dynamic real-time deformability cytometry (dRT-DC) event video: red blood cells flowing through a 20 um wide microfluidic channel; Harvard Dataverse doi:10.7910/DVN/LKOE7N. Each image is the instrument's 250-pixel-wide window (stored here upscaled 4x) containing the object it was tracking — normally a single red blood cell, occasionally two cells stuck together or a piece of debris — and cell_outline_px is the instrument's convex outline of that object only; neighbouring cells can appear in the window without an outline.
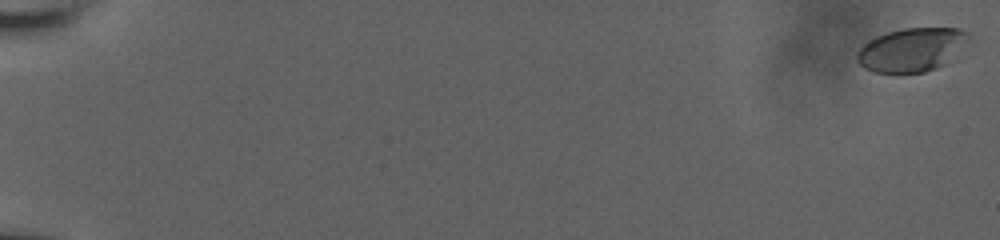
{"species": "human", "species_latin": "Homo sapiens", "temperature_condition": "room temperature", "stored_images_in_passage": 57, "camera_frame_rate_fps": 3000, "um_per_image_px": 0.085, "donor": {"sex": "male"}, "frame": {"image": 1, "passage_image": 1, "time_ms": 0.0, "image_size_px": [1000, 240], "cell_outline_px": [[968, 36], [948, 64], [924, 72], [872, 72], [864, 68], [856, 60], [856, 52], [864, 44], [876, 36], [888, 32], [904, 28], [960, 28], [968, 32]], "centroid_in_image_um": [77.45, 4.23], "position_along_channel_um": 7.6, "area_um2": 28.09}}
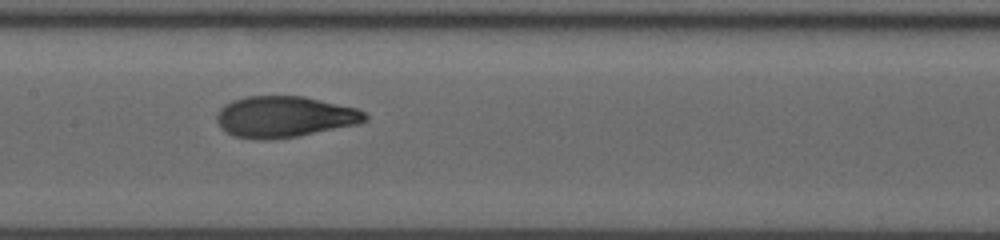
{"frame": {"image": 2, "passage_image": 32, "time_ms": 10.333, "image_size_px": [1000, 240], "cell_outline_px": [[368, 120], [360, 124], [296, 136], [264, 140], [232, 136], [220, 128], [216, 120], [216, 112], [224, 104], [232, 100], [248, 96], [304, 96], [356, 108], [364, 112], [368, 116]], "centroid_in_image_um": [24.16, 9.92], "position_along_channel_um": 183.2, "area_um2": 35.72}}
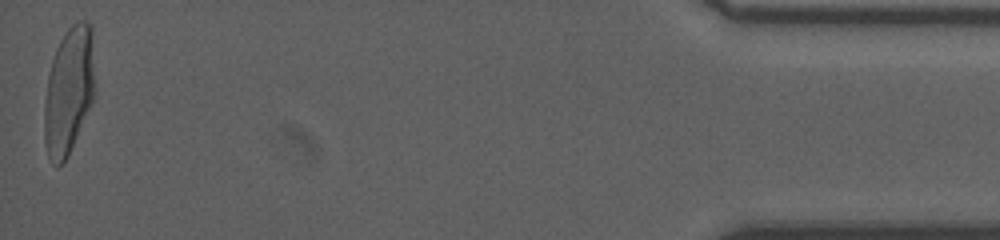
{"frame": {"image": 3, "passage_image": 57, "time_ms": 18.667, "image_size_px": [1000, 240], "cell_outline_px": [[96, 88], [92, 100], [68, 156], [56, 168], [52, 164], [48, 156], [44, 140], [44, 104], [48, 76], [52, 60], [56, 48], [60, 40], [68, 28], [72, 24], [80, 20], [88, 20], [92, 24]], "centroid_in_image_um": [5.86, 7.66], "position_along_channel_um": 429.3, "area_um2": 37.86}, "authors_computed_cell_mechanics": {"area_um2": 34.5066, "velocity_mm_per_s": 3.9323, "shape_relaxation_time_tau1_ms": 5.4612, "shape_relaxation_time_tau2_ms": 0.7201, "deformation_change_tau1": 0.2377, "deformation_change_tau2": 0.0569}}